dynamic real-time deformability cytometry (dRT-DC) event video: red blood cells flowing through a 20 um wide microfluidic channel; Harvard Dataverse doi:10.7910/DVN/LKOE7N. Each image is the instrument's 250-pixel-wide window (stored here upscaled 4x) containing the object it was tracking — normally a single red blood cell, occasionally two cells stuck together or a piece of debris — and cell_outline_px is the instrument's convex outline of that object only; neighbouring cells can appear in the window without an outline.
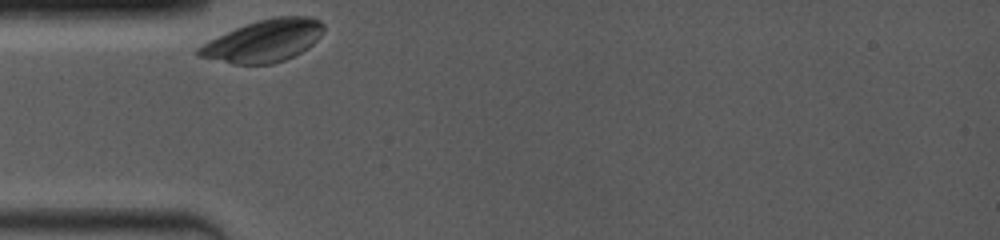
{"species": "common noctule bat (a hibernating species)", "species_latin": "Nyctalus noctula", "temperature_condition": "room temperature", "stored_images_in_passage": 5, "camera_frame_rate_fps": 4000, "um_per_image_px": 0.085, "animal": {"sex": "female", "body_mass_g": 19.0, "forearm_length_mm": 53.3}, "frame": {"image": 1, "passage_image": 1, "time_ms": 0.0, "image_size_px": [1000, 240], "cell_outline_px": [[324, 32], [308, 48], [284, 60], [272, 64], [232, 64], [196, 56], [196, 48], [236, 28], [256, 20], [272, 16], [308, 16], [320, 20], [324, 24]], "centroid_in_image_um": [22.44, 3.46], "position_along_channel_um": 62.6, "area_um2": 30.58}}
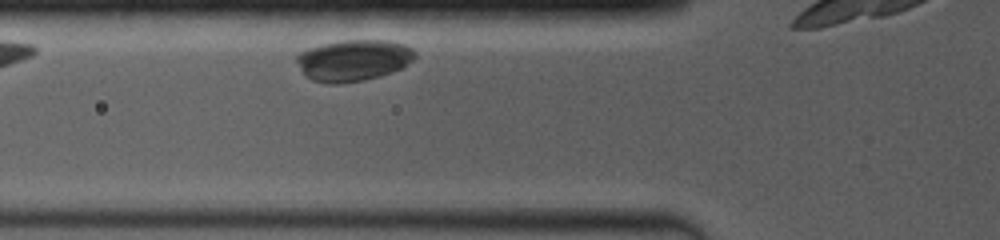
{"frame": {"image": 2, "passage_image": 3, "time_ms": 1.0, "image_size_px": [1000, 240], "cell_outline_px": [[416, 56], [404, 68], [380, 76], [364, 80], [340, 84], [328, 84], [312, 80], [300, 68], [296, 60], [296, 56], [300, 52], [308, 48], [324, 44], [344, 40], [388, 40], [404, 44], [412, 48], [416, 52]], "centroid_in_image_um": [30.08, 5.13], "position_along_channel_um": 95.7, "area_um2": 28.61}}
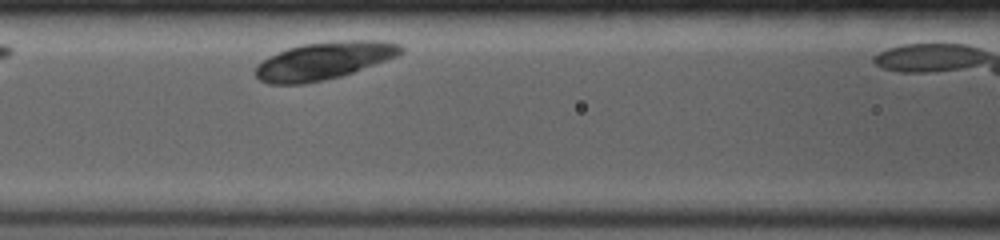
{"frame": {"image": 3, "passage_image": 5, "time_ms": 2.25, "image_size_px": [1000, 240], "cell_outline_px": [[404, 52], [396, 56], [352, 72], [340, 76], [324, 80], [304, 84], [268, 84], [260, 80], [252, 72], [256, 64], [268, 56], [288, 48], [300, 44], [340, 40], [384, 40], [400, 44], [404, 48]], "centroid_in_image_um": [27.48, 5.15], "position_along_channel_um": 139.1, "area_um2": 32.02}}